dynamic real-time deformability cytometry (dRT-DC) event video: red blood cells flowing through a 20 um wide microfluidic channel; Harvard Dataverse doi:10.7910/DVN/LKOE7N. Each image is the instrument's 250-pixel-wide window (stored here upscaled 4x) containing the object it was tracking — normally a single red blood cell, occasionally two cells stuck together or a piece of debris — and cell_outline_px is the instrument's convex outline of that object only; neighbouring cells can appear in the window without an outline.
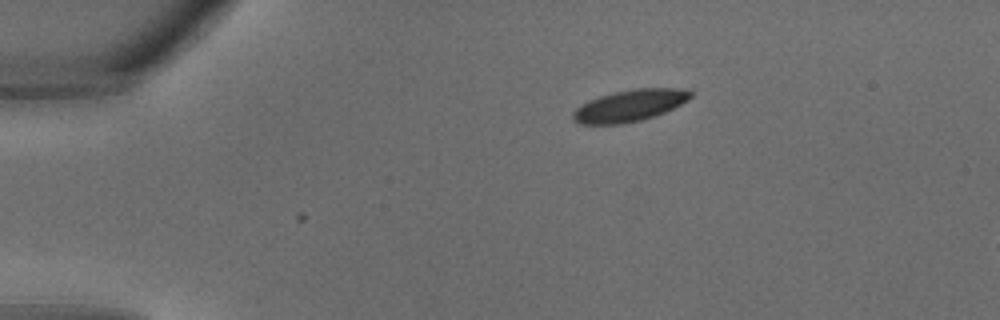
{"species": "common noctule bat (a hibernating species)", "species_latin": "Nyctalus noctula", "temperature_condition": "warm", "stored_images_in_passage": 2, "camera_frame_rate_fps": 3000, "um_per_image_px": 0.085, "animal": {"sex": "male", "body_mass_g": 18.8}, "frame": {"image": 1, "passage_image": 2, "time_ms": 0.333, "image_size_px": [1000, 320], "cell_outline_px": [[692, 96], [688, 100], [664, 112], [640, 120], [620, 124], [580, 124], [572, 120], [572, 112], [576, 108], [588, 100], [600, 96], [616, 92], [636, 88], [688, 88], [692, 92]], "centroid_in_image_um": [53.51, 8.97], "position_along_channel_um": 31.5, "area_um2": 21.62}}